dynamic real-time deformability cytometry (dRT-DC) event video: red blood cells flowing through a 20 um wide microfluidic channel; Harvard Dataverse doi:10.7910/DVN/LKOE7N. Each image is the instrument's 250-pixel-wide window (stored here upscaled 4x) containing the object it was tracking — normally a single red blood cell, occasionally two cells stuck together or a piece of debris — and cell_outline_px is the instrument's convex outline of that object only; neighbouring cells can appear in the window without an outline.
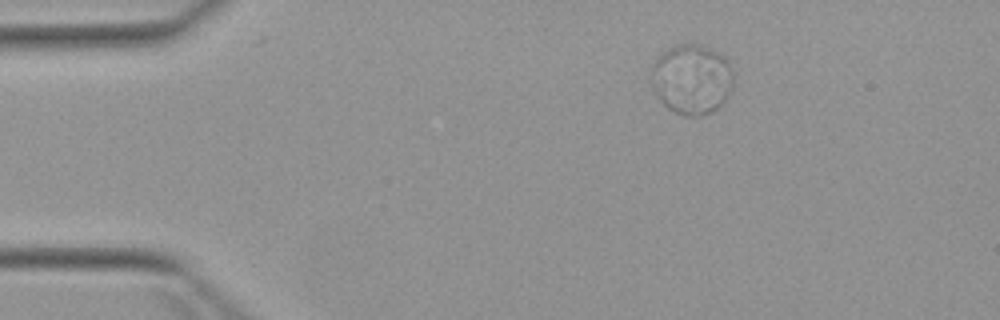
{"species": "Egyptian fruit bat (a non-hibernating species)", "species_latin": "Rousettus aegyptiacus", "temperature_condition": "warm", "stored_images_in_passage": 3, "camera_frame_rate_fps": 3000, "um_per_image_px": 0.085, "animal": {"sex": "female"}, "frame": {"image": 1, "passage_image": 1, "time_ms": 0.0, "image_size_px": [1000, 320], "cell_outline_px": [[732, 88], [728, 96], [712, 112], [700, 116], [684, 116], [668, 108], [664, 104], [656, 92], [652, 68], [652, 64], [668, 48], [676, 44], [700, 44], [720, 52], [728, 60], [732, 72]], "centroid_in_image_um": [58.84, 6.72], "position_along_channel_um": 26.2, "area_um2": 33.12}}
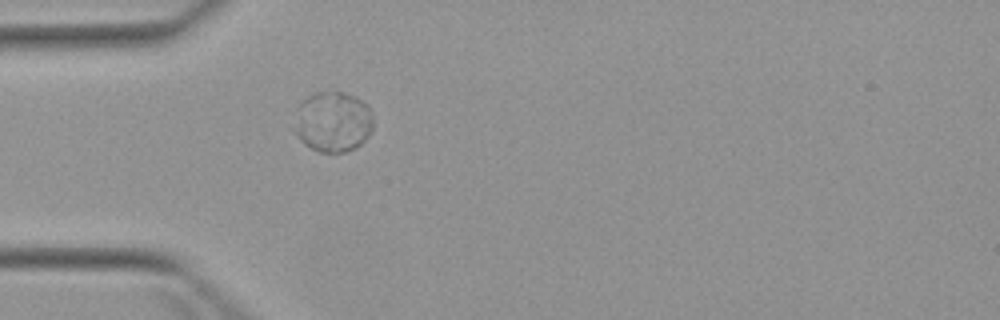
{"frame": {"image": 2, "passage_image": 3, "time_ms": 2.333, "image_size_px": [1000, 320], "cell_outline_px": [[372, 128], [368, 136], [356, 148], [344, 152], [320, 152], [304, 144], [300, 140], [296, 132], [296, 128], [300, 104], [308, 96], [316, 92], [344, 92], [356, 96], [368, 104], [372, 112]], "centroid_in_image_um": [28.36, 10.35], "position_along_channel_um": 56.6, "area_um2": 27.51}}